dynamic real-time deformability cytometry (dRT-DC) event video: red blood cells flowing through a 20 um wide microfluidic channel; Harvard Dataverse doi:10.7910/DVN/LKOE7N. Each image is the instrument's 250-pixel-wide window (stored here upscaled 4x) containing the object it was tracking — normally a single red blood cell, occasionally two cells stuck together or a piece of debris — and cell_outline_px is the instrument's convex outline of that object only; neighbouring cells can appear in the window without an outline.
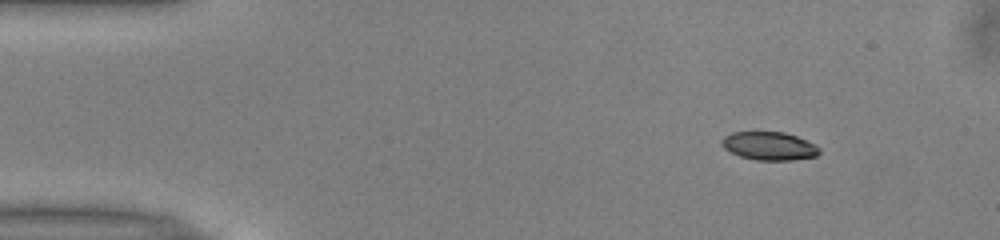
{"species": "common noctule bat (a hibernating species)", "species_latin": "Nyctalus noctula", "temperature_condition": "warm", "stored_images_in_passage": 46, "camera_frame_rate_fps": 3000, "um_per_image_px": 0.085, "animal": {"sex": "male", "body_mass_g": 13.0, "forearm_length_mm": 53.1}, "frame": {"image": 1, "passage_image": 1, "time_ms": 0.0, "image_size_px": [1000, 240], "cell_outline_px": [[820, 152], [816, 156], [792, 160], [756, 160], [740, 156], [724, 148], [720, 144], [720, 140], [724, 136], [732, 132], [784, 132], [796, 136], [820, 148]], "centroid_in_image_um": [65.34, 12.41], "position_along_channel_um": 19.7, "area_um2": 15.95}}
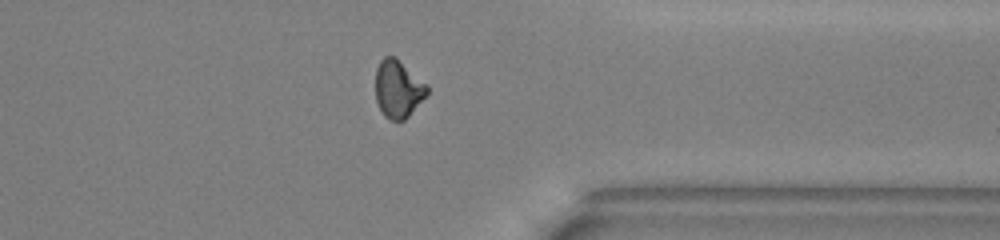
{"frame": {"image": 2, "passage_image": 35, "time_ms": 11.333, "image_size_px": [1000, 240], "cell_outline_px": [[428, 92], [408, 116], [404, 120], [388, 120], [384, 116], [376, 100], [376, 68], [380, 60], [384, 56], [396, 56], [428, 84]], "centroid_in_image_um": [33.83, 7.52], "position_along_channel_um": 377.6, "area_um2": 17.4}}
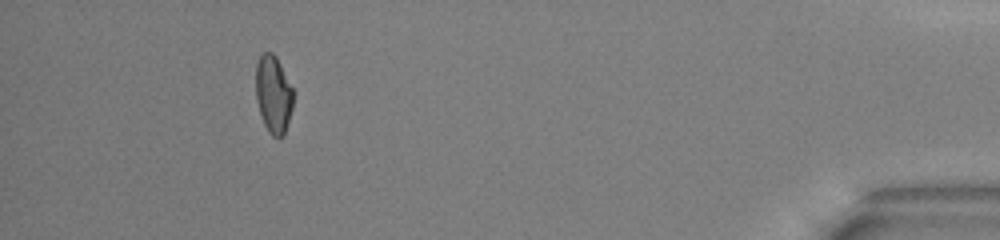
{"frame": {"image": 3, "passage_image": 42, "time_ms": 13.667, "image_size_px": [1000, 240], "cell_outline_px": [[292, 108], [284, 136], [272, 136], [268, 132], [264, 124], [256, 100], [256, 64], [260, 56], [264, 52], [272, 52], [276, 56], [292, 88]], "centroid_in_image_um": [23.22, 8.01], "position_along_channel_um": 412.0, "area_um2": 16.7}, "authors_computed_cell_mechanics": {"area_um2": 17.34, "velocity_mm_per_s": 3.9935, "shape_relaxation_time_tau1_ms": 4.8131, "shape_relaxation_time_tau2_ms": 3.6674, "deformation_change_tau1": 0.1505, "deformation_change_tau2": 0.0902}}